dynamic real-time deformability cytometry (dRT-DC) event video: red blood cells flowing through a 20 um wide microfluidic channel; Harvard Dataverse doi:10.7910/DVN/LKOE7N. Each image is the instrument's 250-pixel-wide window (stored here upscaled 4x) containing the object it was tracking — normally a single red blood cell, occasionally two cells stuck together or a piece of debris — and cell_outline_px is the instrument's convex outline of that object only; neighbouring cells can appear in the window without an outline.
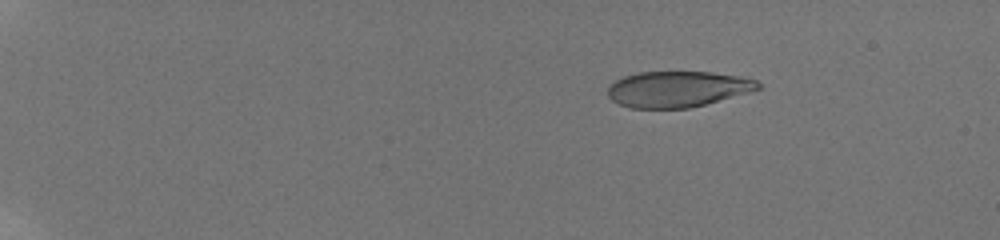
{"species": "human", "species_latin": "Homo sapiens", "temperature_condition": "room temperature", "stored_images_in_passage": 26, "camera_frame_rate_fps": 3000, "um_per_image_px": 0.085, "donor": {"sex": "male"}, "frame": {"image": 1, "passage_image": 9, "time_ms": 3.0, "image_size_px": [1000, 240], "cell_outline_px": [[760, 88], [748, 92], [704, 104], [688, 108], [628, 108], [612, 100], [608, 96], [608, 88], [616, 80], [624, 76], [636, 72], [712, 72], [736, 76], [756, 80], [760, 84]], "centroid_in_image_um": [57.55, 7.57], "position_along_channel_um": 27.5, "area_um2": 31.1}}
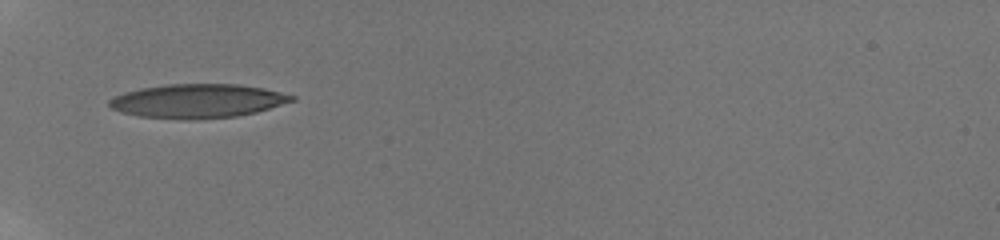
{"frame": {"image": 2, "passage_image": 20, "time_ms": 7.333, "image_size_px": [1000, 240], "cell_outline_px": [[296, 100], [256, 112], [236, 116], [188, 120], [180, 120], [140, 116], [120, 112], [112, 108], [108, 104], [108, 100], [124, 92], [140, 88], [168, 84], [236, 84], [264, 88], [296, 96]], "centroid_in_image_um": [16.79, 8.58], "position_along_channel_um": 68.2, "area_um2": 36.13}}
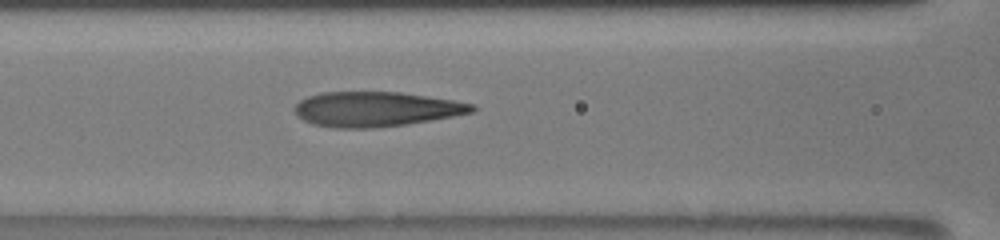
{"frame": {"image": 3, "passage_image": 26, "time_ms": 9.333, "image_size_px": [1000, 240], "cell_outline_px": [[476, 108], [472, 112], [452, 116], [404, 124], [376, 128], [336, 128], [312, 124], [296, 116], [292, 108], [300, 100], [308, 96], [320, 92], [400, 92], [428, 96], [452, 100], [472, 104]], "centroid_in_image_um": [31.87, 9.27], "position_along_channel_um": 134.7, "area_um2": 35.89}}